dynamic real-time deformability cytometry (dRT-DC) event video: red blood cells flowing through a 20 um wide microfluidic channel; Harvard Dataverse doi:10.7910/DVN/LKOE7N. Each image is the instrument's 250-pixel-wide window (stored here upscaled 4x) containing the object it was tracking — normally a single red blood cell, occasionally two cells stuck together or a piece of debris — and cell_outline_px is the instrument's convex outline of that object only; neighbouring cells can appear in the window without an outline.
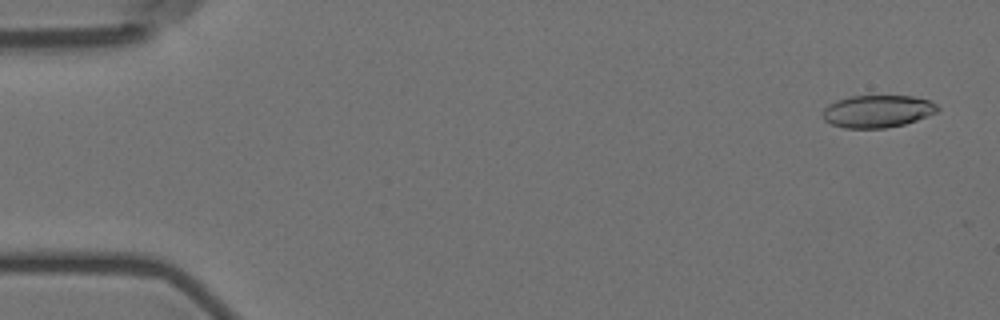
{"species": "Egyptian fruit bat (a non-hibernating species)", "species_latin": "Rousettus aegyptiacus", "temperature_condition": "room temperature", "stored_images_in_passage": 5, "camera_frame_rate_fps": 3000, "um_per_image_px": 0.085, "animal": {"sex": "female"}, "frame": {"image": 1, "passage_image": 1, "time_ms": 0.0, "image_size_px": [1000, 320], "cell_outline_px": [[940, 108], [936, 112], [916, 120], [904, 124], [884, 128], [844, 128], [832, 124], [824, 120], [824, 108], [828, 104], [836, 100], [848, 96], [912, 96], [928, 100], [936, 104]], "centroid_in_image_um": [74.57, 9.45], "position_along_channel_um": 10.4, "area_um2": 21.56}}
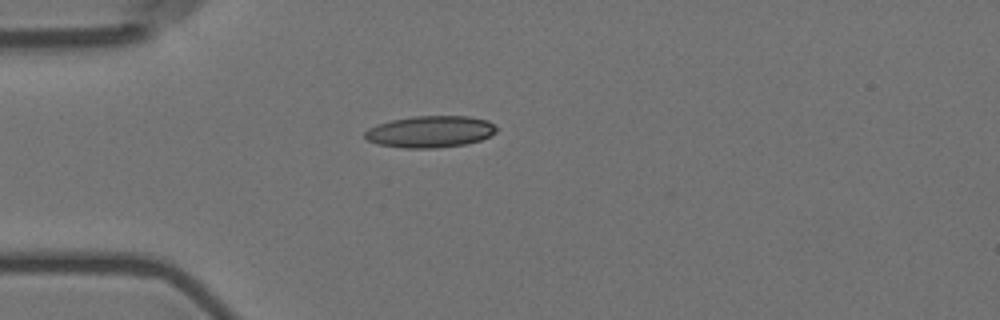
{"frame": {"image": 2, "passage_image": 5, "time_ms": 4.333, "image_size_px": [1000, 320], "cell_outline_px": [[496, 132], [480, 140], [464, 144], [436, 148], [404, 148], [380, 144], [368, 140], [364, 136], [364, 132], [368, 128], [376, 124], [392, 120], [412, 116], [468, 116], [488, 120], [496, 128]], "centroid_in_image_um": [36.54, 11.18], "position_along_channel_um": 48.5, "area_um2": 24.16}}